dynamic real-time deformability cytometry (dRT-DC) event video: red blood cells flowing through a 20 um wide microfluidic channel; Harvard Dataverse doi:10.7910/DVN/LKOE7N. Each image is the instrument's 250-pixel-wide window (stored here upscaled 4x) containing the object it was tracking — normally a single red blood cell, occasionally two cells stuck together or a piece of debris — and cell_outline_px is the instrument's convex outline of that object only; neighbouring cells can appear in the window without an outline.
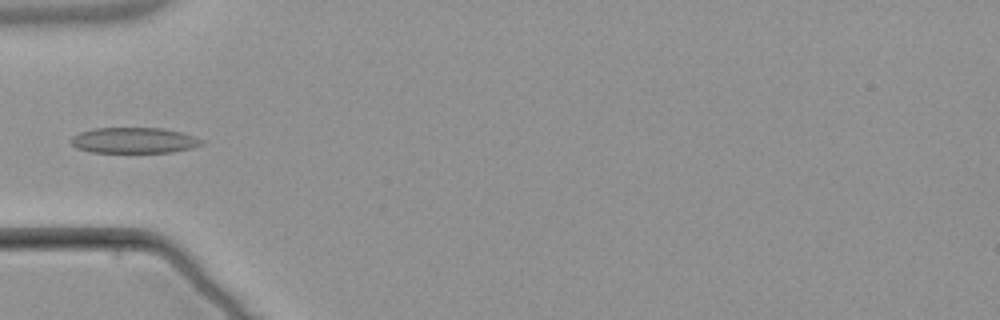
{"species": "common noctule bat (a hibernating species)", "species_latin": "Nyctalus noctula", "temperature_condition": "warm", "stored_images_in_passage": 5, "camera_frame_rate_fps": 3000, "um_per_image_px": 0.085, "animal": {"sex": "male", "body_mass_g": 21.5, "forearm_length_mm": 52.0}, "frame": {"image": 1, "passage_image": 5, "time_ms": 6.0, "image_size_px": [1000, 320], "cell_outline_px": [[204, 144], [192, 148], [172, 152], [92, 152], [76, 148], [72, 144], [72, 136], [80, 132], [96, 128], [164, 128], [184, 132], [204, 140]], "centroid_in_image_um": [11.45, 11.93], "position_along_channel_um": 73.6, "area_um2": 19.65}}